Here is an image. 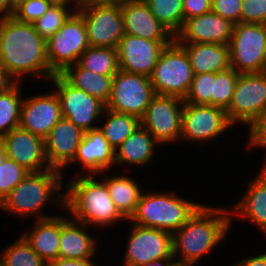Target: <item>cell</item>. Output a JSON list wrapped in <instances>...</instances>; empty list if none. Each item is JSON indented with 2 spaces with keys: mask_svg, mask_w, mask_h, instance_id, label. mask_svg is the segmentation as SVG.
I'll use <instances>...</instances> for the list:
<instances>
[{
  "mask_svg": "<svg viewBox=\"0 0 266 266\" xmlns=\"http://www.w3.org/2000/svg\"><path fill=\"white\" fill-rule=\"evenodd\" d=\"M0 64L20 82V77L31 74L50 78L46 41L32 23H24L13 16L0 17Z\"/></svg>",
  "mask_w": 266,
  "mask_h": 266,
  "instance_id": "6da1fadb",
  "label": "cell"
},
{
  "mask_svg": "<svg viewBox=\"0 0 266 266\" xmlns=\"http://www.w3.org/2000/svg\"><path fill=\"white\" fill-rule=\"evenodd\" d=\"M227 213V214H226ZM224 208L201 205L177 231L172 234L173 258L179 262L196 263L204 254L225 238L231 217ZM229 215V216H228Z\"/></svg>",
  "mask_w": 266,
  "mask_h": 266,
  "instance_id": "7a4b0ae2",
  "label": "cell"
},
{
  "mask_svg": "<svg viewBox=\"0 0 266 266\" xmlns=\"http://www.w3.org/2000/svg\"><path fill=\"white\" fill-rule=\"evenodd\" d=\"M83 175L68 183L65 193L55 200L56 204L68 209L72 220L87 226L102 227L126 219L116 208L104 181L97 182L93 174Z\"/></svg>",
  "mask_w": 266,
  "mask_h": 266,
  "instance_id": "3957f363",
  "label": "cell"
},
{
  "mask_svg": "<svg viewBox=\"0 0 266 266\" xmlns=\"http://www.w3.org/2000/svg\"><path fill=\"white\" fill-rule=\"evenodd\" d=\"M201 205L173 193H141L136 211L130 217V221L135 225L156 228L173 234Z\"/></svg>",
  "mask_w": 266,
  "mask_h": 266,
  "instance_id": "277c9868",
  "label": "cell"
},
{
  "mask_svg": "<svg viewBox=\"0 0 266 266\" xmlns=\"http://www.w3.org/2000/svg\"><path fill=\"white\" fill-rule=\"evenodd\" d=\"M54 168L28 173L26 177L1 201L0 208L27 217L38 215L41 209L63 187V175ZM52 196V198H51Z\"/></svg>",
  "mask_w": 266,
  "mask_h": 266,
  "instance_id": "5b68a950",
  "label": "cell"
},
{
  "mask_svg": "<svg viewBox=\"0 0 266 266\" xmlns=\"http://www.w3.org/2000/svg\"><path fill=\"white\" fill-rule=\"evenodd\" d=\"M77 12L85 22L90 47L117 49L124 25L121 0H100L80 4Z\"/></svg>",
  "mask_w": 266,
  "mask_h": 266,
  "instance_id": "8992f818",
  "label": "cell"
},
{
  "mask_svg": "<svg viewBox=\"0 0 266 266\" xmlns=\"http://www.w3.org/2000/svg\"><path fill=\"white\" fill-rule=\"evenodd\" d=\"M193 76L187 53L174 40L161 51L149 78L156 95L185 99Z\"/></svg>",
  "mask_w": 266,
  "mask_h": 266,
  "instance_id": "52a82bcc",
  "label": "cell"
},
{
  "mask_svg": "<svg viewBox=\"0 0 266 266\" xmlns=\"http://www.w3.org/2000/svg\"><path fill=\"white\" fill-rule=\"evenodd\" d=\"M230 65L239 74L266 72V24H234Z\"/></svg>",
  "mask_w": 266,
  "mask_h": 266,
  "instance_id": "ba28073f",
  "label": "cell"
},
{
  "mask_svg": "<svg viewBox=\"0 0 266 266\" xmlns=\"http://www.w3.org/2000/svg\"><path fill=\"white\" fill-rule=\"evenodd\" d=\"M89 47V40L82 16L76 11L62 27L46 41V55L50 71L61 74L68 66L78 62Z\"/></svg>",
  "mask_w": 266,
  "mask_h": 266,
  "instance_id": "9c48e42d",
  "label": "cell"
},
{
  "mask_svg": "<svg viewBox=\"0 0 266 266\" xmlns=\"http://www.w3.org/2000/svg\"><path fill=\"white\" fill-rule=\"evenodd\" d=\"M155 95L149 76L119 70L112 78L105 108L140 119Z\"/></svg>",
  "mask_w": 266,
  "mask_h": 266,
  "instance_id": "30bf717a",
  "label": "cell"
},
{
  "mask_svg": "<svg viewBox=\"0 0 266 266\" xmlns=\"http://www.w3.org/2000/svg\"><path fill=\"white\" fill-rule=\"evenodd\" d=\"M266 112V72L239 74L229 108V121L252 124Z\"/></svg>",
  "mask_w": 266,
  "mask_h": 266,
  "instance_id": "8fae6325",
  "label": "cell"
},
{
  "mask_svg": "<svg viewBox=\"0 0 266 266\" xmlns=\"http://www.w3.org/2000/svg\"><path fill=\"white\" fill-rule=\"evenodd\" d=\"M184 99L176 96L155 95L139 119L152 137L161 144L180 139Z\"/></svg>",
  "mask_w": 266,
  "mask_h": 266,
  "instance_id": "7c38bea8",
  "label": "cell"
},
{
  "mask_svg": "<svg viewBox=\"0 0 266 266\" xmlns=\"http://www.w3.org/2000/svg\"><path fill=\"white\" fill-rule=\"evenodd\" d=\"M50 81L55 85L63 118L68 119L84 132L97 129L98 126L92 123L105 114V104L83 90L73 87L60 74L53 75Z\"/></svg>",
  "mask_w": 266,
  "mask_h": 266,
  "instance_id": "4fadbf2b",
  "label": "cell"
},
{
  "mask_svg": "<svg viewBox=\"0 0 266 266\" xmlns=\"http://www.w3.org/2000/svg\"><path fill=\"white\" fill-rule=\"evenodd\" d=\"M132 225L123 266H143L151 261L174 260L171 233Z\"/></svg>",
  "mask_w": 266,
  "mask_h": 266,
  "instance_id": "5bb4252c",
  "label": "cell"
},
{
  "mask_svg": "<svg viewBox=\"0 0 266 266\" xmlns=\"http://www.w3.org/2000/svg\"><path fill=\"white\" fill-rule=\"evenodd\" d=\"M232 126L223 108L207 104L184 103L180 139L203 142L220 136Z\"/></svg>",
  "mask_w": 266,
  "mask_h": 266,
  "instance_id": "9a60e30c",
  "label": "cell"
},
{
  "mask_svg": "<svg viewBox=\"0 0 266 266\" xmlns=\"http://www.w3.org/2000/svg\"><path fill=\"white\" fill-rule=\"evenodd\" d=\"M174 40H146L124 34L117 53L119 69L129 73L150 76L161 51Z\"/></svg>",
  "mask_w": 266,
  "mask_h": 266,
  "instance_id": "2e32d148",
  "label": "cell"
},
{
  "mask_svg": "<svg viewBox=\"0 0 266 266\" xmlns=\"http://www.w3.org/2000/svg\"><path fill=\"white\" fill-rule=\"evenodd\" d=\"M0 140L5 146L7 157L29 173L42 172L51 168L46 159L43 138L18 126Z\"/></svg>",
  "mask_w": 266,
  "mask_h": 266,
  "instance_id": "e0dca14e",
  "label": "cell"
},
{
  "mask_svg": "<svg viewBox=\"0 0 266 266\" xmlns=\"http://www.w3.org/2000/svg\"><path fill=\"white\" fill-rule=\"evenodd\" d=\"M63 118L56 92L23 99L19 126L45 139L57 122Z\"/></svg>",
  "mask_w": 266,
  "mask_h": 266,
  "instance_id": "ac0fdd59",
  "label": "cell"
},
{
  "mask_svg": "<svg viewBox=\"0 0 266 266\" xmlns=\"http://www.w3.org/2000/svg\"><path fill=\"white\" fill-rule=\"evenodd\" d=\"M234 24L212 11L184 21L175 35L177 43H211L229 45Z\"/></svg>",
  "mask_w": 266,
  "mask_h": 266,
  "instance_id": "d6986e66",
  "label": "cell"
},
{
  "mask_svg": "<svg viewBox=\"0 0 266 266\" xmlns=\"http://www.w3.org/2000/svg\"><path fill=\"white\" fill-rule=\"evenodd\" d=\"M84 133L68 119H60L44 139L45 155L49 166L61 171L71 164Z\"/></svg>",
  "mask_w": 266,
  "mask_h": 266,
  "instance_id": "ffe728a7",
  "label": "cell"
},
{
  "mask_svg": "<svg viewBox=\"0 0 266 266\" xmlns=\"http://www.w3.org/2000/svg\"><path fill=\"white\" fill-rule=\"evenodd\" d=\"M124 33L146 40H175V36L151 13L144 0H121Z\"/></svg>",
  "mask_w": 266,
  "mask_h": 266,
  "instance_id": "44dd1931",
  "label": "cell"
},
{
  "mask_svg": "<svg viewBox=\"0 0 266 266\" xmlns=\"http://www.w3.org/2000/svg\"><path fill=\"white\" fill-rule=\"evenodd\" d=\"M77 160L90 175L105 173L115 164V151L97 128L84 133L72 162Z\"/></svg>",
  "mask_w": 266,
  "mask_h": 266,
  "instance_id": "7402d4cb",
  "label": "cell"
},
{
  "mask_svg": "<svg viewBox=\"0 0 266 266\" xmlns=\"http://www.w3.org/2000/svg\"><path fill=\"white\" fill-rule=\"evenodd\" d=\"M187 53L194 75L217 73L231 67L226 44L178 43Z\"/></svg>",
  "mask_w": 266,
  "mask_h": 266,
  "instance_id": "603a6c76",
  "label": "cell"
},
{
  "mask_svg": "<svg viewBox=\"0 0 266 266\" xmlns=\"http://www.w3.org/2000/svg\"><path fill=\"white\" fill-rule=\"evenodd\" d=\"M84 223L60 216L59 257L66 259L91 258L97 250L96 239L85 232Z\"/></svg>",
  "mask_w": 266,
  "mask_h": 266,
  "instance_id": "cb8c5ba5",
  "label": "cell"
},
{
  "mask_svg": "<svg viewBox=\"0 0 266 266\" xmlns=\"http://www.w3.org/2000/svg\"><path fill=\"white\" fill-rule=\"evenodd\" d=\"M31 233L22 235L46 263L59 258L60 217L38 215Z\"/></svg>",
  "mask_w": 266,
  "mask_h": 266,
  "instance_id": "d4e9b609",
  "label": "cell"
},
{
  "mask_svg": "<svg viewBox=\"0 0 266 266\" xmlns=\"http://www.w3.org/2000/svg\"><path fill=\"white\" fill-rule=\"evenodd\" d=\"M257 177L250 182L245 196L235 206L231 213L245 216L255 223L259 230L266 233V164ZM266 235V234H265Z\"/></svg>",
  "mask_w": 266,
  "mask_h": 266,
  "instance_id": "484cf974",
  "label": "cell"
},
{
  "mask_svg": "<svg viewBox=\"0 0 266 266\" xmlns=\"http://www.w3.org/2000/svg\"><path fill=\"white\" fill-rule=\"evenodd\" d=\"M158 142L141 125L115 150V164L145 165L151 162Z\"/></svg>",
  "mask_w": 266,
  "mask_h": 266,
  "instance_id": "4316f807",
  "label": "cell"
},
{
  "mask_svg": "<svg viewBox=\"0 0 266 266\" xmlns=\"http://www.w3.org/2000/svg\"><path fill=\"white\" fill-rule=\"evenodd\" d=\"M60 75L73 87L107 104L111 94L112 76L97 74L82 68L78 63L68 66Z\"/></svg>",
  "mask_w": 266,
  "mask_h": 266,
  "instance_id": "83f0119b",
  "label": "cell"
},
{
  "mask_svg": "<svg viewBox=\"0 0 266 266\" xmlns=\"http://www.w3.org/2000/svg\"><path fill=\"white\" fill-rule=\"evenodd\" d=\"M103 181L116 208L129 220L135 213L140 195L143 193L141 188L134 179L124 175L118 176L116 173L112 174L111 178L105 175Z\"/></svg>",
  "mask_w": 266,
  "mask_h": 266,
  "instance_id": "f1b7e54d",
  "label": "cell"
},
{
  "mask_svg": "<svg viewBox=\"0 0 266 266\" xmlns=\"http://www.w3.org/2000/svg\"><path fill=\"white\" fill-rule=\"evenodd\" d=\"M104 113H107V121L98 128L115 151L140 125V121L136 116L106 108Z\"/></svg>",
  "mask_w": 266,
  "mask_h": 266,
  "instance_id": "f546056e",
  "label": "cell"
},
{
  "mask_svg": "<svg viewBox=\"0 0 266 266\" xmlns=\"http://www.w3.org/2000/svg\"><path fill=\"white\" fill-rule=\"evenodd\" d=\"M82 68L97 74L114 76L119 69L117 49L112 47H88L77 62Z\"/></svg>",
  "mask_w": 266,
  "mask_h": 266,
  "instance_id": "4dcf8cb0",
  "label": "cell"
},
{
  "mask_svg": "<svg viewBox=\"0 0 266 266\" xmlns=\"http://www.w3.org/2000/svg\"><path fill=\"white\" fill-rule=\"evenodd\" d=\"M20 83L0 93V139L20 124L21 105Z\"/></svg>",
  "mask_w": 266,
  "mask_h": 266,
  "instance_id": "1f68e13d",
  "label": "cell"
},
{
  "mask_svg": "<svg viewBox=\"0 0 266 266\" xmlns=\"http://www.w3.org/2000/svg\"><path fill=\"white\" fill-rule=\"evenodd\" d=\"M154 17L174 36L184 23L182 0H144Z\"/></svg>",
  "mask_w": 266,
  "mask_h": 266,
  "instance_id": "d6a6232c",
  "label": "cell"
},
{
  "mask_svg": "<svg viewBox=\"0 0 266 266\" xmlns=\"http://www.w3.org/2000/svg\"><path fill=\"white\" fill-rule=\"evenodd\" d=\"M1 254L3 266H47V263L35 253L23 236Z\"/></svg>",
  "mask_w": 266,
  "mask_h": 266,
  "instance_id": "836d02e7",
  "label": "cell"
},
{
  "mask_svg": "<svg viewBox=\"0 0 266 266\" xmlns=\"http://www.w3.org/2000/svg\"><path fill=\"white\" fill-rule=\"evenodd\" d=\"M239 73L231 67L215 73L213 79L212 106L227 110L231 104Z\"/></svg>",
  "mask_w": 266,
  "mask_h": 266,
  "instance_id": "e575fe53",
  "label": "cell"
},
{
  "mask_svg": "<svg viewBox=\"0 0 266 266\" xmlns=\"http://www.w3.org/2000/svg\"><path fill=\"white\" fill-rule=\"evenodd\" d=\"M76 11V9L69 11L67 7L50 6L47 12L33 23V26L36 32L47 41L62 27L69 16Z\"/></svg>",
  "mask_w": 266,
  "mask_h": 266,
  "instance_id": "d590c367",
  "label": "cell"
},
{
  "mask_svg": "<svg viewBox=\"0 0 266 266\" xmlns=\"http://www.w3.org/2000/svg\"><path fill=\"white\" fill-rule=\"evenodd\" d=\"M213 79L215 73L194 75L184 103L212 105Z\"/></svg>",
  "mask_w": 266,
  "mask_h": 266,
  "instance_id": "8d00e7d4",
  "label": "cell"
},
{
  "mask_svg": "<svg viewBox=\"0 0 266 266\" xmlns=\"http://www.w3.org/2000/svg\"><path fill=\"white\" fill-rule=\"evenodd\" d=\"M29 172L10 158L0 165V203Z\"/></svg>",
  "mask_w": 266,
  "mask_h": 266,
  "instance_id": "74e56055",
  "label": "cell"
},
{
  "mask_svg": "<svg viewBox=\"0 0 266 266\" xmlns=\"http://www.w3.org/2000/svg\"><path fill=\"white\" fill-rule=\"evenodd\" d=\"M47 0H29L17 7L12 16L24 23H34L50 8Z\"/></svg>",
  "mask_w": 266,
  "mask_h": 266,
  "instance_id": "f35d334b",
  "label": "cell"
},
{
  "mask_svg": "<svg viewBox=\"0 0 266 266\" xmlns=\"http://www.w3.org/2000/svg\"><path fill=\"white\" fill-rule=\"evenodd\" d=\"M241 22L266 24V0H242Z\"/></svg>",
  "mask_w": 266,
  "mask_h": 266,
  "instance_id": "ab89813d",
  "label": "cell"
},
{
  "mask_svg": "<svg viewBox=\"0 0 266 266\" xmlns=\"http://www.w3.org/2000/svg\"><path fill=\"white\" fill-rule=\"evenodd\" d=\"M241 5L242 0H211V11L238 24L241 22Z\"/></svg>",
  "mask_w": 266,
  "mask_h": 266,
  "instance_id": "60d3db41",
  "label": "cell"
},
{
  "mask_svg": "<svg viewBox=\"0 0 266 266\" xmlns=\"http://www.w3.org/2000/svg\"><path fill=\"white\" fill-rule=\"evenodd\" d=\"M248 148H266V112L262 114L249 128ZM266 161V160H265ZM266 164V162H265Z\"/></svg>",
  "mask_w": 266,
  "mask_h": 266,
  "instance_id": "b9f144b4",
  "label": "cell"
},
{
  "mask_svg": "<svg viewBox=\"0 0 266 266\" xmlns=\"http://www.w3.org/2000/svg\"><path fill=\"white\" fill-rule=\"evenodd\" d=\"M184 21L211 11V0H182Z\"/></svg>",
  "mask_w": 266,
  "mask_h": 266,
  "instance_id": "7bdbcfd3",
  "label": "cell"
},
{
  "mask_svg": "<svg viewBox=\"0 0 266 266\" xmlns=\"http://www.w3.org/2000/svg\"><path fill=\"white\" fill-rule=\"evenodd\" d=\"M91 258L87 259H66L57 258L47 263V266H95Z\"/></svg>",
  "mask_w": 266,
  "mask_h": 266,
  "instance_id": "ee69618b",
  "label": "cell"
},
{
  "mask_svg": "<svg viewBox=\"0 0 266 266\" xmlns=\"http://www.w3.org/2000/svg\"><path fill=\"white\" fill-rule=\"evenodd\" d=\"M17 81L9 74V72L0 64V93L12 88Z\"/></svg>",
  "mask_w": 266,
  "mask_h": 266,
  "instance_id": "f6af8a7d",
  "label": "cell"
},
{
  "mask_svg": "<svg viewBox=\"0 0 266 266\" xmlns=\"http://www.w3.org/2000/svg\"><path fill=\"white\" fill-rule=\"evenodd\" d=\"M234 266H266V253L257 256L247 257L240 262L233 264Z\"/></svg>",
  "mask_w": 266,
  "mask_h": 266,
  "instance_id": "bcb514c9",
  "label": "cell"
},
{
  "mask_svg": "<svg viewBox=\"0 0 266 266\" xmlns=\"http://www.w3.org/2000/svg\"><path fill=\"white\" fill-rule=\"evenodd\" d=\"M51 6L67 7L69 8V3L73 1V5L76 10L79 8L80 4L76 0H47Z\"/></svg>",
  "mask_w": 266,
  "mask_h": 266,
  "instance_id": "7dc6e473",
  "label": "cell"
},
{
  "mask_svg": "<svg viewBox=\"0 0 266 266\" xmlns=\"http://www.w3.org/2000/svg\"><path fill=\"white\" fill-rule=\"evenodd\" d=\"M0 14L2 17L11 16V0H0Z\"/></svg>",
  "mask_w": 266,
  "mask_h": 266,
  "instance_id": "c3c4849f",
  "label": "cell"
},
{
  "mask_svg": "<svg viewBox=\"0 0 266 266\" xmlns=\"http://www.w3.org/2000/svg\"><path fill=\"white\" fill-rule=\"evenodd\" d=\"M143 266H170V260L151 261Z\"/></svg>",
  "mask_w": 266,
  "mask_h": 266,
  "instance_id": "681fc988",
  "label": "cell"
},
{
  "mask_svg": "<svg viewBox=\"0 0 266 266\" xmlns=\"http://www.w3.org/2000/svg\"><path fill=\"white\" fill-rule=\"evenodd\" d=\"M6 158V149L3 142L0 140V165L4 163Z\"/></svg>",
  "mask_w": 266,
  "mask_h": 266,
  "instance_id": "f907efd6",
  "label": "cell"
},
{
  "mask_svg": "<svg viewBox=\"0 0 266 266\" xmlns=\"http://www.w3.org/2000/svg\"><path fill=\"white\" fill-rule=\"evenodd\" d=\"M27 1H29V0H11V16L17 7H19L21 4H23Z\"/></svg>",
  "mask_w": 266,
  "mask_h": 266,
  "instance_id": "816d5d0a",
  "label": "cell"
},
{
  "mask_svg": "<svg viewBox=\"0 0 266 266\" xmlns=\"http://www.w3.org/2000/svg\"><path fill=\"white\" fill-rule=\"evenodd\" d=\"M176 260H173V261L170 260V266H193L194 265V263L179 262L178 259Z\"/></svg>",
  "mask_w": 266,
  "mask_h": 266,
  "instance_id": "f5cc1de1",
  "label": "cell"
},
{
  "mask_svg": "<svg viewBox=\"0 0 266 266\" xmlns=\"http://www.w3.org/2000/svg\"><path fill=\"white\" fill-rule=\"evenodd\" d=\"M79 4L90 2V1H100V0H76Z\"/></svg>",
  "mask_w": 266,
  "mask_h": 266,
  "instance_id": "db71d44e",
  "label": "cell"
}]
</instances>
